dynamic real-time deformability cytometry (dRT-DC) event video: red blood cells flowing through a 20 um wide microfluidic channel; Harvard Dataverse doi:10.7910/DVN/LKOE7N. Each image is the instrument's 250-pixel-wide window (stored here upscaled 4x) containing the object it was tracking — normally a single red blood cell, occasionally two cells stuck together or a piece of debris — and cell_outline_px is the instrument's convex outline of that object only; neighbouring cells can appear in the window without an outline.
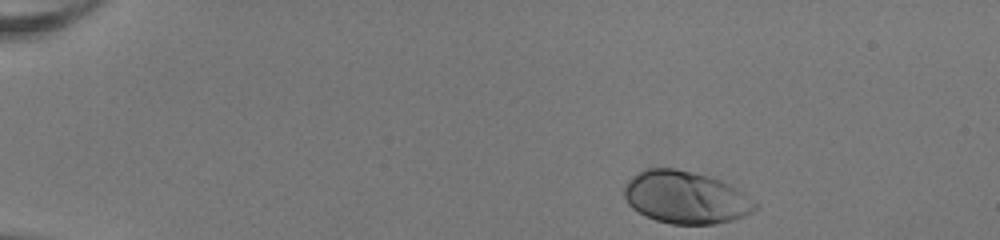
{"species": "human", "species_latin": "Homo sapiens", "temperature_condition": "room temperature", "stored_images_in_passage": 38, "camera_frame_rate_fps": 3000, "um_per_image_px": 0.085, "donor": {"sex": "female"}, "frame": {"image": 1, "passage_image": 1, "time_ms": 0.0, "image_size_px": [1000, 240], "cell_outline_px": [[756, 208], [752, 212], [744, 216], [732, 220], [712, 224], [672, 224], [656, 220], [644, 216], [632, 208], [628, 204], [624, 196], [624, 184], [632, 176], [644, 168], [676, 168], [708, 176], [732, 184], [744, 192], [756, 204]], "centroid_in_image_um": [58.25, 16.77], "position_along_channel_um": 26.7, "area_um2": 40.23}}
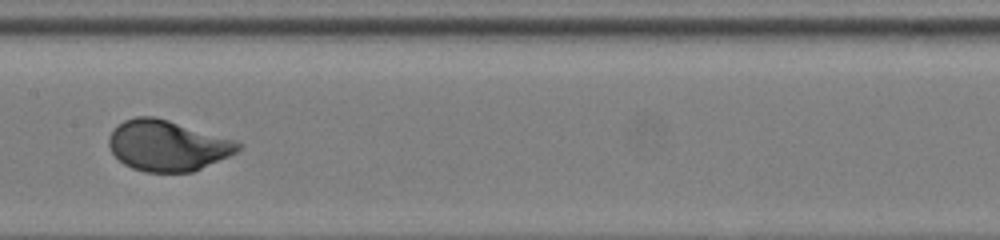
{"frame": {"image": 2, "passage_image": 21, "time_ms": 6.667, "image_size_px": [1000, 240], "cell_outline_px": [[244, 144], [236, 152], [228, 156], [192, 172], [144, 172], [132, 168], [124, 164], [112, 152], [108, 144], [108, 136], [112, 128], [124, 120], [136, 116], [152, 116], [168, 120], [236, 140]], "centroid_in_image_um": [14.21, 12.37], "position_along_channel_um": 193.2, "area_um2": 38.15}}
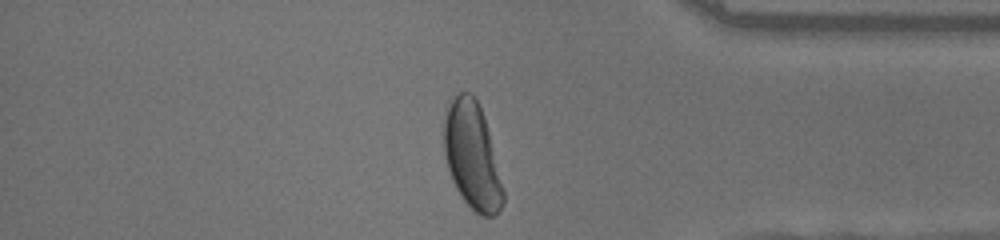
{"frame": {"image": 3, "passage_image": 37, "time_ms": 12.0, "image_size_px": [1000, 240], "cell_outline_px": [[504, 204], [492, 216], [480, 216], [460, 196], [452, 180], [448, 168], [444, 152], [444, 120], [448, 104], [460, 92], [472, 92], [484, 116], [504, 192]], "centroid_in_image_um": [40.12, 13.25], "position_along_channel_um": 395.1, "area_um2": 36.24}, "authors_computed_cell_mechanics": {"area_um2": 37.7434, "velocity_mm_per_s": 4.0484, "shape_relaxation_time_tau1_ms": 2.2957, "shape_relaxation_time_tau2_ms": null, "deformation_change_tau1": 0.1611, "deformation_change_tau2": null}}